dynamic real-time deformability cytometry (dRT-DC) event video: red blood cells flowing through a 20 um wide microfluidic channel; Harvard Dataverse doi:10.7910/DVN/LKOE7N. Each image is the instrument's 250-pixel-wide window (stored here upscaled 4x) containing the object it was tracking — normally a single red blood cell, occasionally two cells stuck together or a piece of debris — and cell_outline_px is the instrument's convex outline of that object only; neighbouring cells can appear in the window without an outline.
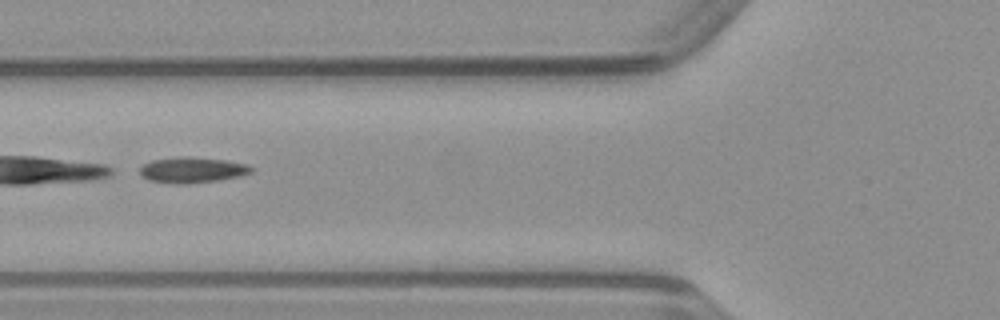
{"species": "common noctule bat (a hibernating species)", "species_latin": "Nyctalus noctula", "temperature_condition": "warm", "stored_images_in_passage": 35, "camera_frame_rate_fps": 3000, "um_per_image_px": 0.085, "animal": {"sex": "male", "body_mass_g": 23.1, "forearm_length_mm": 52.7}, "frame": {"image": 1, "passage_image": 5, "time_ms": 1.333, "image_size_px": [1000, 320], "cell_outline_px": [[252, 172], [240, 176], [220, 180], [184, 184], [148, 180], [140, 172], [140, 168], [144, 164], [152, 160], [180, 156], [188, 156], [228, 160], [248, 164], [252, 168]], "centroid_in_image_um": [16.38, 14.43], "position_along_channel_um": 109.4, "area_um2": 16.65}}
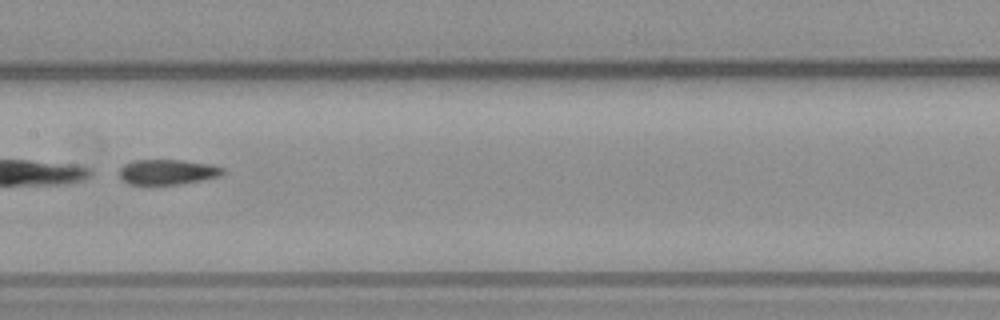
{"frame": {"image": 2, "passage_image": 11, "time_ms": 3.333, "image_size_px": [1000, 320], "cell_outline_px": [[224, 172], [220, 176], [180, 184], [128, 184], [120, 176], [120, 168], [124, 164], [132, 160], [184, 160], [212, 164], [224, 168]], "centroid_in_image_um": [14.25, 14.6], "position_along_channel_um": 193.1, "area_um2": 15.14}}
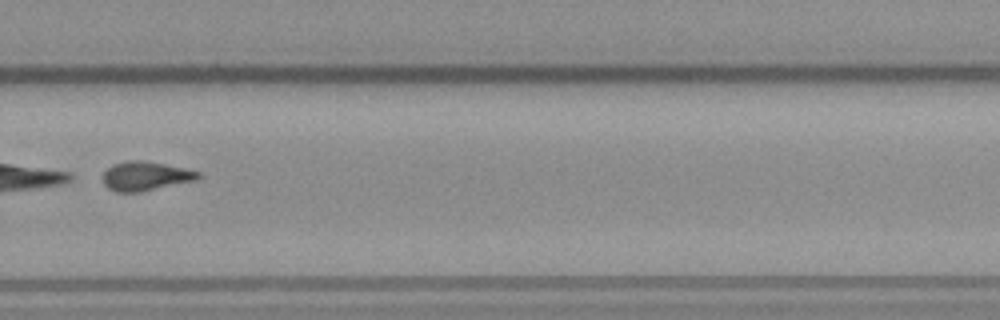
{"frame": {"image": 3, "passage_image": 20, "time_ms": 6.333, "image_size_px": [1000, 320], "cell_outline_px": [[204, 176], [196, 180], [140, 192], [116, 192], [108, 188], [104, 184], [104, 172], [112, 164], [128, 160], [144, 160], [184, 168], [200, 172]], "centroid_in_image_um": [12.39, 14.96], "position_along_channel_um": 317.4, "area_um2": 16.18}}